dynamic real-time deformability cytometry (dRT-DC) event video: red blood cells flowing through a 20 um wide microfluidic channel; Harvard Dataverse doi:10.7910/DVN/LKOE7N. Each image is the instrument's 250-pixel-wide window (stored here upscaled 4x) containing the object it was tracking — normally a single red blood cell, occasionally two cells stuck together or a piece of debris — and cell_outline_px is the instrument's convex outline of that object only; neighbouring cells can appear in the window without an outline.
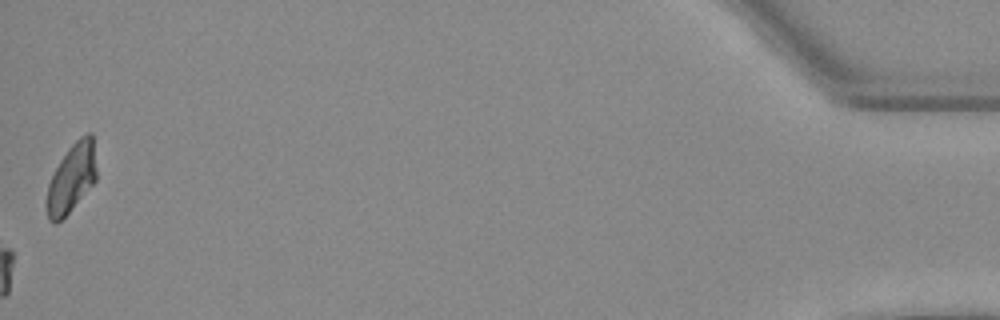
{"species": "Egyptian fruit bat (a non-hibernating species)", "species_latin": "Rousettus aegyptiacus", "temperature_condition": "warm", "stored_images_in_passage": 39, "camera_frame_rate_fps": 3000, "um_per_image_px": 0.085, "animal": {"sex": "female"}, "frame": {"image": 1, "passage_image": 39, "time_ms": 12.667, "image_size_px": [1000, 320], "cell_outline_px": [[96, 180], [68, 212], [56, 224], [52, 224], [48, 220], [48, 184], [60, 160], [68, 148], [80, 136], [88, 132], [92, 132], [96, 168]], "centroid_in_image_um": [6.1, 15.1], "position_along_channel_um": 429.1, "area_um2": 19.42}}